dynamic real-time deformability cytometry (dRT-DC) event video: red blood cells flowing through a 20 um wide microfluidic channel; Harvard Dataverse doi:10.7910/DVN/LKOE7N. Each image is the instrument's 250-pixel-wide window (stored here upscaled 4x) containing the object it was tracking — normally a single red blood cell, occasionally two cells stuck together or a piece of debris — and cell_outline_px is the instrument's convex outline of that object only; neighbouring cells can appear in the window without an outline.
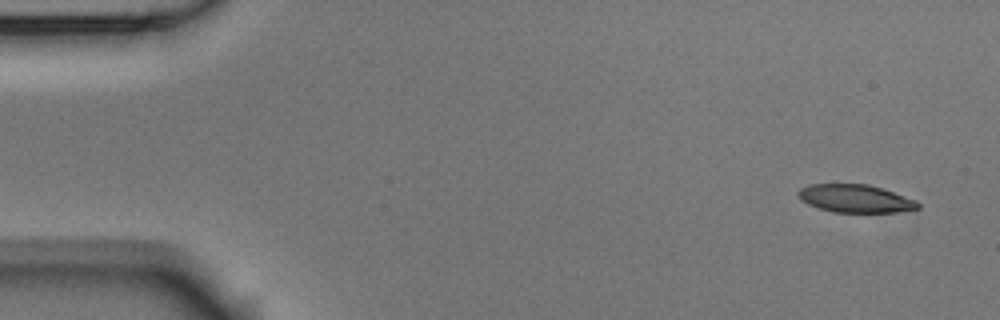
{"species": "Egyptian fruit bat (a non-hibernating species)", "species_latin": "Rousettus aegyptiacus", "temperature_condition": "room temperature", "stored_images_in_passage": 4, "camera_frame_rate_fps": 3000, "um_per_image_px": 0.085, "animal": {"sex": "male"}, "frame": {"image": 1, "passage_image": 1, "time_ms": 0.0, "image_size_px": [1000, 320], "cell_outline_px": [[920, 208], [896, 212], [832, 212], [808, 204], [800, 200], [796, 192], [800, 188], [808, 184], [868, 184], [884, 188], [916, 200], [920, 204]], "centroid_in_image_um": [72.7, 16.87], "position_along_channel_um": 12.3, "area_um2": 19.65}}
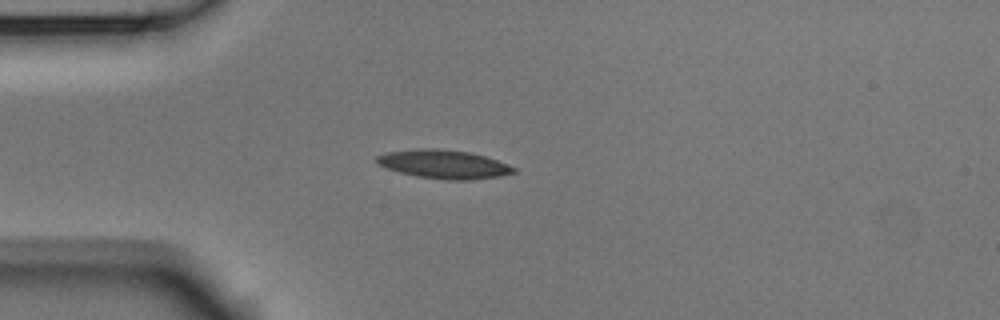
{"frame": {"image": 2, "passage_image": 4, "time_ms": 1.0, "image_size_px": [1000, 320], "cell_outline_px": [[516, 172], [500, 176], [468, 180], [448, 180], [416, 176], [400, 172], [376, 164], [376, 156], [388, 152], [420, 148], [432, 148], [468, 152], [484, 156], [508, 164], [516, 168]], "centroid_in_image_um": [37.72, 13.96], "position_along_channel_um": 47.3, "area_um2": 22.66}}